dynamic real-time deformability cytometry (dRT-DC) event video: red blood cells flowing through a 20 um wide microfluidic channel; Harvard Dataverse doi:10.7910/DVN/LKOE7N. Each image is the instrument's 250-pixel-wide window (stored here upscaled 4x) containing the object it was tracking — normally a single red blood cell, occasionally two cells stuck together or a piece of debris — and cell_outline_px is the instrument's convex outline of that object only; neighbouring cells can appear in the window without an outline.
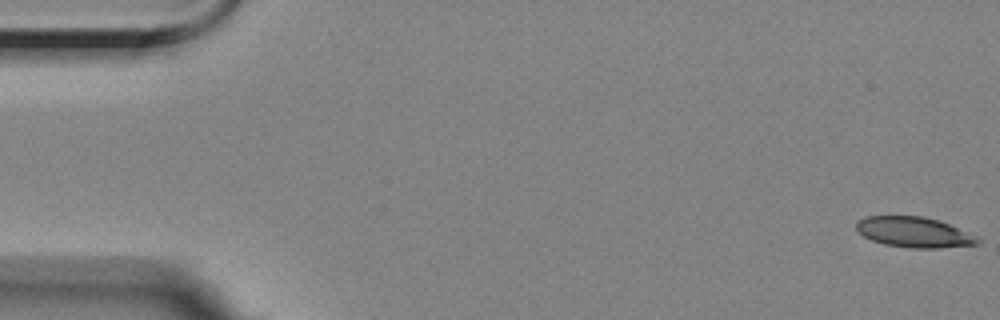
{"species": "Egyptian fruit bat (a non-hibernating species)", "species_latin": "Rousettus aegyptiacus", "temperature_condition": "room temperature", "stored_images_in_passage": 57, "camera_frame_rate_fps": 3000, "um_per_image_px": 0.085, "animal": {"sex": "female"}, "frame": {"image": 1, "passage_image": 1, "time_ms": 0.0, "image_size_px": [1000, 320], "cell_outline_px": [[980, 240], [976, 244], [940, 248], [912, 248], [884, 244], [872, 240], [864, 236], [856, 228], [856, 220], [864, 216], [924, 216], [940, 220]], "centroid_in_image_um": [77.6, 19.72], "position_along_channel_um": 7.4, "area_um2": 21.15}}
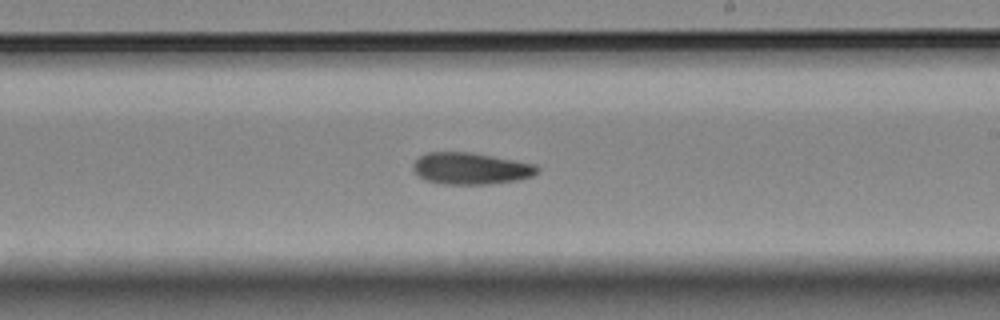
{"frame": {"image": 2, "passage_image": 33, "time_ms": 10.667, "image_size_px": [1000, 320], "cell_outline_px": [[540, 172], [532, 176], [516, 180], [492, 184], [444, 184], [424, 180], [412, 168], [412, 164], [420, 156], [428, 152], [472, 152], [536, 164], [540, 168]], "centroid_in_image_um": [40.04, 14.32], "position_along_channel_um": 249.0, "area_um2": 23.06}}
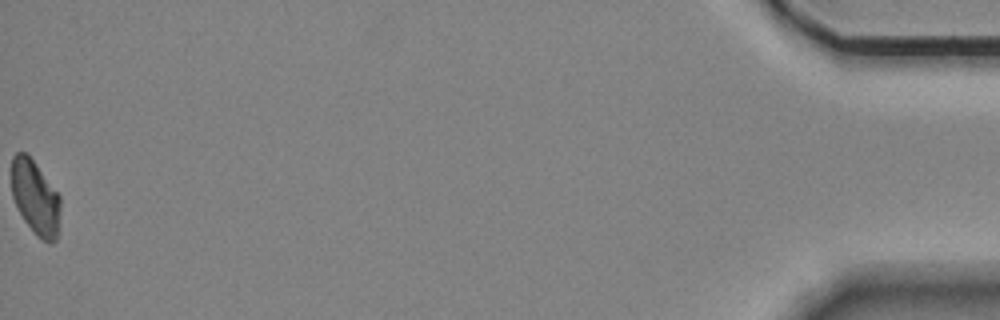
{"frame": {"image": 3, "passage_image": 57, "time_ms": 18.667, "image_size_px": [1000, 320], "cell_outline_px": [[60, 232], [56, 240], [52, 244], [48, 244], [36, 236], [24, 220], [12, 196], [12, 156], [16, 152], [24, 152], [32, 160], [60, 196]], "centroid_in_image_um": [3.03, 16.87], "position_along_channel_um": 432.2, "area_um2": 21.21}}